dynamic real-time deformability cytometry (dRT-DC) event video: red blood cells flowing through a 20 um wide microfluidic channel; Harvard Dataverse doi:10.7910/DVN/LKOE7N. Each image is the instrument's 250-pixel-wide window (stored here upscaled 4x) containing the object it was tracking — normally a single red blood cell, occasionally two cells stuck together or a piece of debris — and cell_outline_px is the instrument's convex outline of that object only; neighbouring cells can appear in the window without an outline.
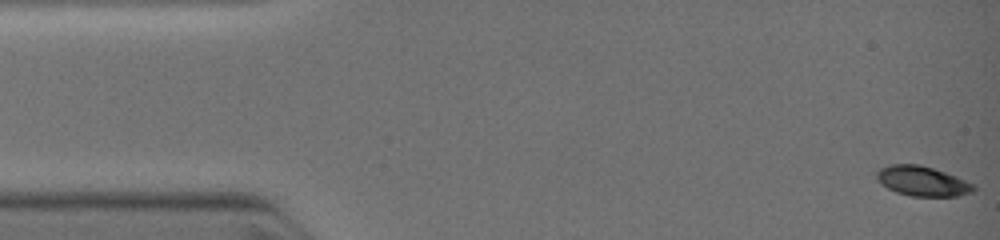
{"species": "common noctule bat (a hibernating species)", "species_latin": "Nyctalus noctula", "temperature_condition": "warm", "stored_images_in_passage": 10, "camera_frame_rate_fps": 3000, "um_per_image_px": 0.085, "animal": {"sex": "female", "body_mass_g": 19.0, "forearm_length_mm": 51.5}, "frame": {"image": 1, "passage_image": 1, "time_ms": 0.0, "image_size_px": [1000, 240], "cell_outline_px": [[976, 188], [968, 192], [956, 196], [912, 196], [896, 192], [888, 188], [876, 176], [876, 172], [880, 168], [892, 164], [916, 164], [932, 168], [956, 176], [972, 184]], "centroid_in_image_um": [78.37, 15.39], "position_along_channel_um": 6.6, "area_um2": 16.36}}
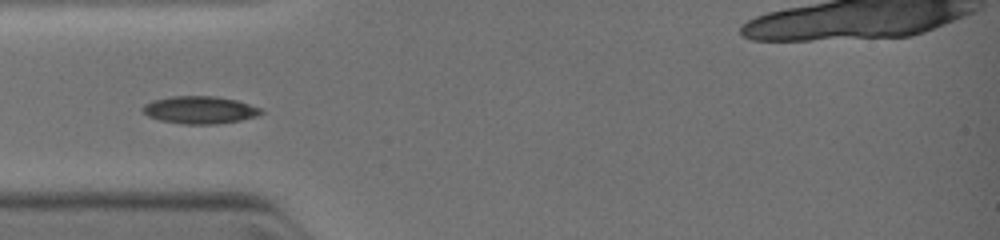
{"frame": {"image": 2, "passage_image": 8, "time_ms": 3.667, "image_size_px": [1000, 240], "cell_outline_px": [[264, 112], [256, 116], [240, 120], [216, 124], [184, 124], [160, 120], [148, 116], [144, 112], [144, 104], [152, 100], [172, 96], [216, 96], [236, 100], [260, 108]], "centroid_in_image_um": [16.98, 9.34], "position_along_channel_um": 68.0, "area_um2": 18.79}}
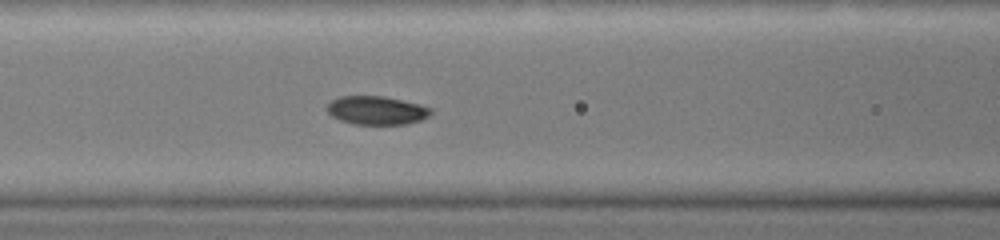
{"frame": {"image": 3, "passage_image": 10, "time_ms": 5.0, "image_size_px": [1000, 240], "cell_outline_px": [[432, 112], [428, 116], [420, 120], [404, 124], [352, 124], [340, 120], [332, 116], [324, 108], [332, 100], [340, 96], [384, 96], [432, 108]], "centroid_in_image_um": [31.96, 9.38], "position_along_channel_um": 134.6, "area_um2": 17.11}}